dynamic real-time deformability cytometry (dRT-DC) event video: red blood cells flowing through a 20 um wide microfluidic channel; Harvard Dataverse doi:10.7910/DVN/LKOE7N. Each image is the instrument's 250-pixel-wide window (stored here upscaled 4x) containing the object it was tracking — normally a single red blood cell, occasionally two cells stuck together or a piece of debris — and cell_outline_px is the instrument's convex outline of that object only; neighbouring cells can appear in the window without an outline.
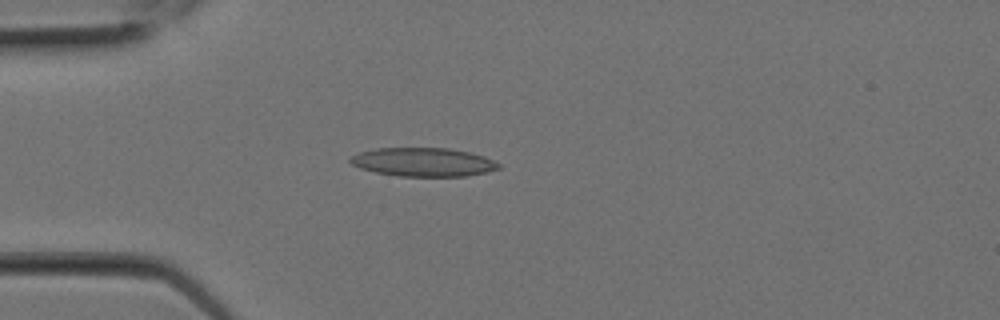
{"species": "Egyptian fruit bat (a non-hibernating species)", "species_latin": "Rousettus aegyptiacus", "temperature_condition": "room temperature", "stored_images_in_passage": 7, "camera_frame_rate_fps": 3000, "um_per_image_px": 0.085, "animal": {"sex": "female"}, "frame": {"image": 1, "passage_image": 5, "time_ms": 1.333, "image_size_px": [1000, 320], "cell_outline_px": [[500, 168], [488, 172], [468, 176], [400, 176], [376, 172], [360, 168], [352, 164], [348, 160], [352, 156], [360, 152], [376, 148], [448, 148], [468, 152], [484, 156], [500, 164]], "centroid_in_image_um": [35.99, 13.78], "position_along_channel_um": 49.0, "area_um2": 24.68}}
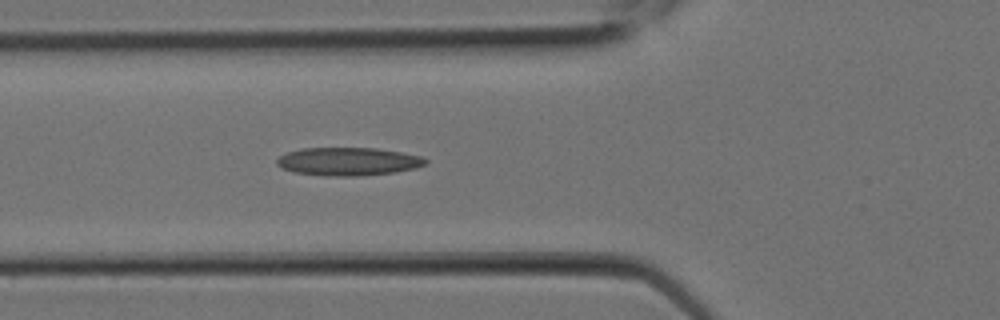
{"frame": {"image": 2, "passage_image": 7, "time_ms": 2.0, "image_size_px": [1000, 320], "cell_outline_px": [[428, 164], [416, 168], [396, 172], [356, 176], [328, 176], [296, 172], [284, 168], [276, 164], [276, 160], [280, 156], [288, 152], [304, 148], [376, 148], [400, 152], [420, 156], [428, 160]], "centroid_in_image_um": [29.64, 13.72], "position_along_channel_um": 96.2, "area_um2": 24.22}}